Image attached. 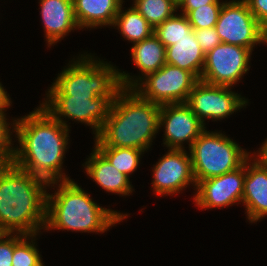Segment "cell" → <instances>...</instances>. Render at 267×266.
<instances>
[{"instance_id":"7c38bea8","label":"cell","mask_w":267,"mask_h":266,"mask_svg":"<svg viewBox=\"0 0 267 266\" xmlns=\"http://www.w3.org/2000/svg\"><path fill=\"white\" fill-rule=\"evenodd\" d=\"M153 169L152 187L157 195L180 193L188 185L197 183L194 178L190 153L185 149H168Z\"/></svg>"},{"instance_id":"3957f363","label":"cell","mask_w":267,"mask_h":266,"mask_svg":"<svg viewBox=\"0 0 267 266\" xmlns=\"http://www.w3.org/2000/svg\"><path fill=\"white\" fill-rule=\"evenodd\" d=\"M160 109L161 105L142 98L134 89L123 88L94 136L95 145L147 151L160 130Z\"/></svg>"},{"instance_id":"83f0119b","label":"cell","mask_w":267,"mask_h":266,"mask_svg":"<svg viewBox=\"0 0 267 266\" xmlns=\"http://www.w3.org/2000/svg\"><path fill=\"white\" fill-rule=\"evenodd\" d=\"M194 34L198 44L205 54L221 43L215 27L194 29Z\"/></svg>"},{"instance_id":"ffe728a7","label":"cell","mask_w":267,"mask_h":266,"mask_svg":"<svg viewBox=\"0 0 267 266\" xmlns=\"http://www.w3.org/2000/svg\"><path fill=\"white\" fill-rule=\"evenodd\" d=\"M166 63L191 72L198 80L203 71L205 53L198 44L194 29L189 37L175 41L174 45L166 47Z\"/></svg>"},{"instance_id":"484cf974","label":"cell","mask_w":267,"mask_h":266,"mask_svg":"<svg viewBox=\"0 0 267 266\" xmlns=\"http://www.w3.org/2000/svg\"><path fill=\"white\" fill-rule=\"evenodd\" d=\"M223 4H206L191 10L186 16L193 29L215 27Z\"/></svg>"},{"instance_id":"7a4b0ae2","label":"cell","mask_w":267,"mask_h":266,"mask_svg":"<svg viewBox=\"0 0 267 266\" xmlns=\"http://www.w3.org/2000/svg\"><path fill=\"white\" fill-rule=\"evenodd\" d=\"M47 187L14 163L0 165V233L37 235L44 230Z\"/></svg>"},{"instance_id":"ac0fdd59","label":"cell","mask_w":267,"mask_h":266,"mask_svg":"<svg viewBox=\"0 0 267 266\" xmlns=\"http://www.w3.org/2000/svg\"><path fill=\"white\" fill-rule=\"evenodd\" d=\"M83 165L87 175L107 192L129 195L134 191L130 178L117 170L95 147Z\"/></svg>"},{"instance_id":"277c9868","label":"cell","mask_w":267,"mask_h":266,"mask_svg":"<svg viewBox=\"0 0 267 266\" xmlns=\"http://www.w3.org/2000/svg\"><path fill=\"white\" fill-rule=\"evenodd\" d=\"M55 185L58 188L54 195L47 192L46 196L45 230L104 233L127 216L99 206L72 179L51 183L48 187Z\"/></svg>"},{"instance_id":"7402d4cb","label":"cell","mask_w":267,"mask_h":266,"mask_svg":"<svg viewBox=\"0 0 267 266\" xmlns=\"http://www.w3.org/2000/svg\"><path fill=\"white\" fill-rule=\"evenodd\" d=\"M117 170L121 173L129 175L137 170L141 155L145 151L125 148V147H109L106 145L94 146Z\"/></svg>"},{"instance_id":"4fadbf2b","label":"cell","mask_w":267,"mask_h":266,"mask_svg":"<svg viewBox=\"0 0 267 266\" xmlns=\"http://www.w3.org/2000/svg\"><path fill=\"white\" fill-rule=\"evenodd\" d=\"M161 127L165 129L163 144L168 149H184L185 141L190 148L206 129L186 103L161 105L159 128Z\"/></svg>"},{"instance_id":"5bb4252c","label":"cell","mask_w":267,"mask_h":266,"mask_svg":"<svg viewBox=\"0 0 267 266\" xmlns=\"http://www.w3.org/2000/svg\"><path fill=\"white\" fill-rule=\"evenodd\" d=\"M245 162L238 169L201 180L196 186L194 202L200 209L224 208L242 202Z\"/></svg>"},{"instance_id":"6da1fadb","label":"cell","mask_w":267,"mask_h":266,"mask_svg":"<svg viewBox=\"0 0 267 266\" xmlns=\"http://www.w3.org/2000/svg\"><path fill=\"white\" fill-rule=\"evenodd\" d=\"M12 122L20 146L15 147L13 163L47 184L70 180L62 172L69 128L41 106Z\"/></svg>"},{"instance_id":"9a60e30c","label":"cell","mask_w":267,"mask_h":266,"mask_svg":"<svg viewBox=\"0 0 267 266\" xmlns=\"http://www.w3.org/2000/svg\"><path fill=\"white\" fill-rule=\"evenodd\" d=\"M252 158L245 161L242 203L249 222L255 223L267 216V166Z\"/></svg>"},{"instance_id":"5b68a950","label":"cell","mask_w":267,"mask_h":266,"mask_svg":"<svg viewBox=\"0 0 267 266\" xmlns=\"http://www.w3.org/2000/svg\"><path fill=\"white\" fill-rule=\"evenodd\" d=\"M77 59H73L70 64L68 63L69 66L58 74L46 95L101 96L112 103L123 89L119 69L100 58L98 61L91 54H81Z\"/></svg>"},{"instance_id":"52a82bcc","label":"cell","mask_w":267,"mask_h":266,"mask_svg":"<svg viewBox=\"0 0 267 266\" xmlns=\"http://www.w3.org/2000/svg\"><path fill=\"white\" fill-rule=\"evenodd\" d=\"M215 28L223 43L252 51L257 44H267V30L253 16L245 0L223 1Z\"/></svg>"},{"instance_id":"ba28073f","label":"cell","mask_w":267,"mask_h":266,"mask_svg":"<svg viewBox=\"0 0 267 266\" xmlns=\"http://www.w3.org/2000/svg\"><path fill=\"white\" fill-rule=\"evenodd\" d=\"M198 81L191 72L166 63L147 74L132 89L142 98L159 105L186 103Z\"/></svg>"},{"instance_id":"4dcf8cb0","label":"cell","mask_w":267,"mask_h":266,"mask_svg":"<svg viewBox=\"0 0 267 266\" xmlns=\"http://www.w3.org/2000/svg\"><path fill=\"white\" fill-rule=\"evenodd\" d=\"M178 9L181 13L187 15L191 10L202 7L206 4H223L219 0H177Z\"/></svg>"},{"instance_id":"30bf717a","label":"cell","mask_w":267,"mask_h":266,"mask_svg":"<svg viewBox=\"0 0 267 266\" xmlns=\"http://www.w3.org/2000/svg\"><path fill=\"white\" fill-rule=\"evenodd\" d=\"M40 104L54 119L69 128L67 121L73 119L93 129L95 136L107 119L111 102L106 97L46 96ZM64 117V118H61ZM67 117V118H66Z\"/></svg>"},{"instance_id":"8fae6325","label":"cell","mask_w":267,"mask_h":266,"mask_svg":"<svg viewBox=\"0 0 267 266\" xmlns=\"http://www.w3.org/2000/svg\"><path fill=\"white\" fill-rule=\"evenodd\" d=\"M247 103V99L232 92L231 87L211 85L201 80L195 84L186 102L204 126L205 119L223 120L246 107Z\"/></svg>"},{"instance_id":"8992f818","label":"cell","mask_w":267,"mask_h":266,"mask_svg":"<svg viewBox=\"0 0 267 266\" xmlns=\"http://www.w3.org/2000/svg\"><path fill=\"white\" fill-rule=\"evenodd\" d=\"M196 183L234 171L251 156L222 132L206 129L189 148Z\"/></svg>"},{"instance_id":"f1b7e54d","label":"cell","mask_w":267,"mask_h":266,"mask_svg":"<svg viewBox=\"0 0 267 266\" xmlns=\"http://www.w3.org/2000/svg\"><path fill=\"white\" fill-rule=\"evenodd\" d=\"M14 235L0 233V266H12Z\"/></svg>"},{"instance_id":"cb8c5ba5","label":"cell","mask_w":267,"mask_h":266,"mask_svg":"<svg viewBox=\"0 0 267 266\" xmlns=\"http://www.w3.org/2000/svg\"><path fill=\"white\" fill-rule=\"evenodd\" d=\"M192 30L187 16L180 13V15L174 14L158 25L154 29V34L165 47H168L181 38L189 37Z\"/></svg>"},{"instance_id":"d6986e66","label":"cell","mask_w":267,"mask_h":266,"mask_svg":"<svg viewBox=\"0 0 267 266\" xmlns=\"http://www.w3.org/2000/svg\"><path fill=\"white\" fill-rule=\"evenodd\" d=\"M79 29L114 25L123 0H72Z\"/></svg>"},{"instance_id":"f546056e","label":"cell","mask_w":267,"mask_h":266,"mask_svg":"<svg viewBox=\"0 0 267 266\" xmlns=\"http://www.w3.org/2000/svg\"><path fill=\"white\" fill-rule=\"evenodd\" d=\"M256 20L267 30V0H245Z\"/></svg>"},{"instance_id":"9c48e42d","label":"cell","mask_w":267,"mask_h":266,"mask_svg":"<svg viewBox=\"0 0 267 266\" xmlns=\"http://www.w3.org/2000/svg\"><path fill=\"white\" fill-rule=\"evenodd\" d=\"M251 54L249 48L221 42L205 54L200 80L211 85L232 87L250 70Z\"/></svg>"},{"instance_id":"d6a6232c","label":"cell","mask_w":267,"mask_h":266,"mask_svg":"<svg viewBox=\"0 0 267 266\" xmlns=\"http://www.w3.org/2000/svg\"><path fill=\"white\" fill-rule=\"evenodd\" d=\"M11 98L9 97V94H7V91H5L4 87L2 86L0 82V112H2L5 108H8L11 106Z\"/></svg>"},{"instance_id":"44dd1931","label":"cell","mask_w":267,"mask_h":266,"mask_svg":"<svg viewBox=\"0 0 267 266\" xmlns=\"http://www.w3.org/2000/svg\"><path fill=\"white\" fill-rule=\"evenodd\" d=\"M116 15L114 27L120 31V34L125 40L131 43L140 42L154 33V28L147 20L132 6L127 10L122 9Z\"/></svg>"},{"instance_id":"1f68e13d","label":"cell","mask_w":267,"mask_h":266,"mask_svg":"<svg viewBox=\"0 0 267 266\" xmlns=\"http://www.w3.org/2000/svg\"><path fill=\"white\" fill-rule=\"evenodd\" d=\"M259 151H257V155L256 152L255 153H252L254 155H251L252 157H255V159L260 162L261 164L267 166V138L266 140L264 141V143L261 145V148L258 149Z\"/></svg>"},{"instance_id":"603a6c76","label":"cell","mask_w":267,"mask_h":266,"mask_svg":"<svg viewBox=\"0 0 267 266\" xmlns=\"http://www.w3.org/2000/svg\"><path fill=\"white\" fill-rule=\"evenodd\" d=\"M133 7L154 29L178 10L177 0H134Z\"/></svg>"},{"instance_id":"4316f807","label":"cell","mask_w":267,"mask_h":266,"mask_svg":"<svg viewBox=\"0 0 267 266\" xmlns=\"http://www.w3.org/2000/svg\"><path fill=\"white\" fill-rule=\"evenodd\" d=\"M6 108L0 112V165L11 164L14 161L15 148L11 137V123L7 122Z\"/></svg>"},{"instance_id":"2e32d148","label":"cell","mask_w":267,"mask_h":266,"mask_svg":"<svg viewBox=\"0 0 267 266\" xmlns=\"http://www.w3.org/2000/svg\"><path fill=\"white\" fill-rule=\"evenodd\" d=\"M39 3L48 47L63 39L72 30L79 29L72 0H40Z\"/></svg>"},{"instance_id":"e0dca14e","label":"cell","mask_w":267,"mask_h":266,"mask_svg":"<svg viewBox=\"0 0 267 266\" xmlns=\"http://www.w3.org/2000/svg\"><path fill=\"white\" fill-rule=\"evenodd\" d=\"M166 47L153 33L150 37L134 43L131 47V57L143 76H130L125 71L120 72L123 88H133L147 74L159 70L166 64ZM136 77V78H135Z\"/></svg>"},{"instance_id":"d4e9b609","label":"cell","mask_w":267,"mask_h":266,"mask_svg":"<svg viewBox=\"0 0 267 266\" xmlns=\"http://www.w3.org/2000/svg\"><path fill=\"white\" fill-rule=\"evenodd\" d=\"M36 235L14 234L12 266H43L42 257L36 247ZM31 239V242H30Z\"/></svg>"}]
</instances>
